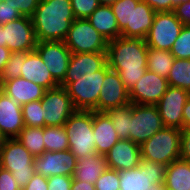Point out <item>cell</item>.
Wrapping results in <instances>:
<instances>
[{"instance_id":"cell-1","label":"cell","mask_w":190,"mask_h":190,"mask_svg":"<svg viewBox=\"0 0 190 190\" xmlns=\"http://www.w3.org/2000/svg\"><path fill=\"white\" fill-rule=\"evenodd\" d=\"M148 46L144 39L118 37L108 41L107 63L130 91L147 70Z\"/></svg>"},{"instance_id":"cell-2","label":"cell","mask_w":190,"mask_h":190,"mask_svg":"<svg viewBox=\"0 0 190 190\" xmlns=\"http://www.w3.org/2000/svg\"><path fill=\"white\" fill-rule=\"evenodd\" d=\"M31 19L37 42L64 41L75 20L70 0H40Z\"/></svg>"},{"instance_id":"cell-3","label":"cell","mask_w":190,"mask_h":190,"mask_svg":"<svg viewBox=\"0 0 190 190\" xmlns=\"http://www.w3.org/2000/svg\"><path fill=\"white\" fill-rule=\"evenodd\" d=\"M109 69L107 63L101 70L94 72V75L64 78L60 86L66 89L76 110L98 112L100 90Z\"/></svg>"},{"instance_id":"cell-4","label":"cell","mask_w":190,"mask_h":190,"mask_svg":"<svg viewBox=\"0 0 190 190\" xmlns=\"http://www.w3.org/2000/svg\"><path fill=\"white\" fill-rule=\"evenodd\" d=\"M0 164L12 173L21 190L35 173L34 156L16 138L0 142Z\"/></svg>"},{"instance_id":"cell-5","label":"cell","mask_w":190,"mask_h":190,"mask_svg":"<svg viewBox=\"0 0 190 190\" xmlns=\"http://www.w3.org/2000/svg\"><path fill=\"white\" fill-rule=\"evenodd\" d=\"M180 140V129L163 127L139 146L141 158L168 166L180 159Z\"/></svg>"},{"instance_id":"cell-6","label":"cell","mask_w":190,"mask_h":190,"mask_svg":"<svg viewBox=\"0 0 190 190\" xmlns=\"http://www.w3.org/2000/svg\"><path fill=\"white\" fill-rule=\"evenodd\" d=\"M69 141V150L80 159L96 152L93 133V111L76 110L64 125Z\"/></svg>"},{"instance_id":"cell-7","label":"cell","mask_w":190,"mask_h":190,"mask_svg":"<svg viewBox=\"0 0 190 190\" xmlns=\"http://www.w3.org/2000/svg\"><path fill=\"white\" fill-rule=\"evenodd\" d=\"M63 42L71 53L107 52L108 47L107 39L85 18L72 22Z\"/></svg>"},{"instance_id":"cell-8","label":"cell","mask_w":190,"mask_h":190,"mask_svg":"<svg viewBox=\"0 0 190 190\" xmlns=\"http://www.w3.org/2000/svg\"><path fill=\"white\" fill-rule=\"evenodd\" d=\"M166 166L141 158L138 167L119 171L120 190H150L165 180Z\"/></svg>"},{"instance_id":"cell-9","label":"cell","mask_w":190,"mask_h":190,"mask_svg":"<svg viewBox=\"0 0 190 190\" xmlns=\"http://www.w3.org/2000/svg\"><path fill=\"white\" fill-rule=\"evenodd\" d=\"M183 26L173 11L156 12L145 42L150 48L170 51Z\"/></svg>"},{"instance_id":"cell-10","label":"cell","mask_w":190,"mask_h":190,"mask_svg":"<svg viewBox=\"0 0 190 190\" xmlns=\"http://www.w3.org/2000/svg\"><path fill=\"white\" fill-rule=\"evenodd\" d=\"M164 127L155 105L132 104L129 140L139 146Z\"/></svg>"},{"instance_id":"cell-11","label":"cell","mask_w":190,"mask_h":190,"mask_svg":"<svg viewBox=\"0 0 190 190\" xmlns=\"http://www.w3.org/2000/svg\"><path fill=\"white\" fill-rule=\"evenodd\" d=\"M37 40L30 17L20 18L2 25V46L11 52H29L35 50Z\"/></svg>"},{"instance_id":"cell-12","label":"cell","mask_w":190,"mask_h":190,"mask_svg":"<svg viewBox=\"0 0 190 190\" xmlns=\"http://www.w3.org/2000/svg\"><path fill=\"white\" fill-rule=\"evenodd\" d=\"M41 106L44 109L45 126H64L76 111L66 89L61 86L46 90Z\"/></svg>"},{"instance_id":"cell-13","label":"cell","mask_w":190,"mask_h":190,"mask_svg":"<svg viewBox=\"0 0 190 190\" xmlns=\"http://www.w3.org/2000/svg\"><path fill=\"white\" fill-rule=\"evenodd\" d=\"M189 98L190 92L168 86L163 97L155 105L164 127L183 129V107Z\"/></svg>"},{"instance_id":"cell-14","label":"cell","mask_w":190,"mask_h":190,"mask_svg":"<svg viewBox=\"0 0 190 190\" xmlns=\"http://www.w3.org/2000/svg\"><path fill=\"white\" fill-rule=\"evenodd\" d=\"M77 166V158L69 149L63 151H45L34 157L35 173L44 177L68 175L73 177Z\"/></svg>"},{"instance_id":"cell-15","label":"cell","mask_w":190,"mask_h":190,"mask_svg":"<svg viewBox=\"0 0 190 190\" xmlns=\"http://www.w3.org/2000/svg\"><path fill=\"white\" fill-rule=\"evenodd\" d=\"M35 50L50 71L53 78L60 84L67 72L71 52L63 41L37 42Z\"/></svg>"},{"instance_id":"cell-16","label":"cell","mask_w":190,"mask_h":190,"mask_svg":"<svg viewBox=\"0 0 190 190\" xmlns=\"http://www.w3.org/2000/svg\"><path fill=\"white\" fill-rule=\"evenodd\" d=\"M168 88L167 79L146 70L144 75L129 91L132 104L156 105Z\"/></svg>"},{"instance_id":"cell-17","label":"cell","mask_w":190,"mask_h":190,"mask_svg":"<svg viewBox=\"0 0 190 190\" xmlns=\"http://www.w3.org/2000/svg\"><path fill=\"white\" fill-rule=\"evenodd\" d=\"M130 103L129 91L122 82L117 71L109 69L102 83V89L98 98V112L107 111L125 106Z\"/></svg>"},{"instance_id":"cell-18","label":"cell","mask_w":190,"mask_h":190,"mask_svg":"<svg viewBox=\"0 0 190 190\" xmlns=\"http://www.w3.org/2000/svg\"><path fill=\"white\" fill-rule=\"evenodd\" d=\"M24 127L22 106L0 90V135L2 139L17 138Z\"/></svg>"},{"instance_id":"cell-19","label":"cell","mask_w":190,"mask_h":190,"mask_svg":"<svg viewBox=\"0 0 190 190\" xmlns=\"http://www.w3.org/2000/svg\"><path fill=\"white\" fill-rule=\"evenodd\" d=\"M108 168L116 171L130 170L140 164V147L129 139H120L105 155Z\"/></svg>"},{"instance_id":"cell-20","label":"cell","mask_w":190,"mask_h":190,"mask_svg":"<svg viewBox=\"0 0 190 190\" xmlns=\"http://www.w3.org/2000/svg\"><path fill=\"white\" fill-rule=\"evenodd\" d=\"M156 12L141 0H131L130 25L122 31V37H135L145 40L155 17Z\"/></svg>"},{"instance_id":"cell-21","label":"cell","mask_w":190,"mask_h":190,"mask_svg":"<svg viewBox=\"0 0 190 190\" xmlns=\"http://www.w3.org/2000/svg\"><path fill=\"white\" fill-rule=\"evenodd\" d=\"M20 77L41 85L47 90L60 86L36 50L27 52L25 61H21Z\"/></svg>"},{"instance_id":"cell-22","label":"cell","mask_w":190,"mask_h":190,"mask_svg":"<svg viewBox=\"0 0 190 190\" xmlns=\"http://www.w3.org/2000/svg\"><path fill=\"white\" fill-rule=\"evenodd\" d=\"M0 90L22 106L41 100L47 89L25 78L17 77L2 83Z\"/></svg>"},{"instance_id":"cell-23","label":"cell","mask_w":190,"mask_h":190,"mask_svg":"<svg viewBox=\"0 0 190 190\" xmlns=\"http://www.w3.org/2000/svg\"><path fill=\"white\" fill-rule=\"evenodd\" d=\"M107 64V52L72 53L65 77L94 75Z\"/></svg>"},{"instance_id":"cell-24","label":"cell","mask_w":190,"mask_h":190,"mask_svg":"<svg viewBox=\"0 0 190 190\" xmlns=\"http://www.w3.org/2000/svg\"><path fill=\"white\" fill-rule=\"evenodd\" d=\"M93 133L96 152L104 156L120 140L106 113L93 111Z\"/></svg>"},{"instance_id":"cell-25","label":"cell","mask_w":190,"mask_h":190,"mask_svg":"<svg viewBox=\"0 0 190 190\" xmlns=\"http://www.w3.org/2000/svg\"><path fill=\"white\" fill-rule=\"evenodd\" d=\"M87 20L107 41L121 36L116 16L110 5L100 4Z\"/></svg>"},{"instance_id":"cell-26","label":"cell","mask_w":190,"mask_h":190,"mask_svg":"<svg viewBox=\"0 0 190 190\" xmlns=\"http://www.w3.org/2000/svg\"><path fill=\"white\" fill-rule=\"evenodd\" d=\"M108 168L104 155L91 154L85 155L80 159H77V166L74 173V178L79 181L96 183V180L101 174Z\"/></svg>"},{"instance_id":"cell-27","label":"cell","mask_w":190,"mask_h":190,"mask_svg":"<svg viewBox=\"0 0 190 190\" xmlns=\"http://www.w3.org/2000/svg\"><path fill=\"white\" fill-rule=\"evenodd\" d=\"M164 184L167 190H190V162L177 159L166 166Z\"/></svg>"},{"instance_id":"cell-28","label":"cell","mask_w":190,"mask_h":190,"mask_svg":"<svg viewBox=\"0 0 190 190\" xmlns=\"http://www.w3.org/2000/svg\"><path fill=\"white\" fill-rule=\"evenodd\" d=\"M174 59V56L168 50H156L148 47L147 70L167 79Z\"/></svg>"},{"instance_id":"cell-29","label":"cell","mask_w":190,"mask_h":190,"mask_svg":"<svg viewBox=\"0 0 190 190\" xmlns=\"http://www.w3.org/2000/svg\"><path fill=\"white\" fill-rule=\"evenodd\" d=\"M43 128L24 127L16 138L34 157L45 152Z\"/></svg>"},{"instance_id":"cell-30","label":"cell","mask_w":190,"mask_h":190,"mask_svg":"<svg viewBox=\"0 0 190 190\" xmlns=\"http://www.w3.org/2000/svg\"><path fill=\"white\" fill-rule=\"evenodd\" d=\"M168 86L182 88L190 92V59H174L167 77Z\"/></svg>"},{"instance_id":"cell-31","label":"cell","mask_w":190,"mask_h":190,"mask_svg":"<svg viewBox=\"0 0 190 190\" xmlns=\"http://www.w3.org/2000/svg\"><path fill=\"white\" fill-rule=\"evenodd\" d=\"M111 119L119 139H129V126L132 118V103L106 112Z\"/></svg>"},{"instance_id":"cell-32","label":"cell","mask_w":190,"mask_h":190,"mask_svg":"<svg viewBox=\"0 0 190 190\" xmlns=\"http://www.w3.org/2000/svg\"><path fill=\"white\" fill-rule=\"evenodd\" d=\"M44 146L45 151H63L69 149V139L64 126H45Z\"/></svg>"},{"instance_id":"cell-33","label":"cell","mask_w":190,"mask_h":190,"mask_svg":"<svg viewBox=\"0 0 190 190\" xmlns=\"http://www.w3.org/2000/svg\"><path fill=\"white\" fill-rule=\"evenodd\" d=\"M22 114L26 127H45L44 109L41 106V100L23 104Z\"/></svg>"},{"instance_id":"cell-34","label":"cell","mask_w":190,"mask_h":190,"mask_svg":"<svg viewBox=\"0 0 190 190\" xmlns=\"http://www.w3.org/2000/svg\"><path fill=\"white\" fill-rule=\"evenodd\" d=\"M174 58L190 59V25H184L170 50Z\"/></svg>"},{"instance_id":"cell-35","label":"cell","mask_w":190,"mask_h":190,"mask_svg":"<svg viewBox=\"0 0 190 190\" xmlns=\"http://www.w3.org/2000/svg\"><path fill=\"white\" fill-rule=\"evenodd\" d=\"M27 52H12L3 73L0 77V85L10 79L20 77L21 61H25Z\"/></svg>"},{"instance_id":"cell-36","label":"cell","mask_w":190,"mask_h":190,"mask_svg":"<svg viewBox=\"0 0 190 190\" xmlns=\"http://www.w3.org/2000/svg\"><path fill=\"white\" fill-rule=\"evenodd\" d=\"M111 7L121 32L127 25H130L131 0H117Z\"/></svg>"},{"instance_id":"cell-37","label":"cell","mask_w":190,"mask_h":190,"mask_svg":"<svg viewBox=\"0 0 190 190\" xmlns=\"http://www.w3.org/2000/svg\"><path fill=\"white\" fill-rule=\"evenodd\" d=\"M119 171L107 168L96 180V190H120Z\"/></svg>"},{"instance_id":"cell-38","label":"cell","mask_w":190,"mask_h":190,"mask_svg":"<svg viewBox=\"0 0 190 190\" xmlns=\"http://www.w3.org/2000/svg\"><path fill=\"white\" fill-rule=\"evenodd\" d=\"M75 19H87L100 5L99 0H70Z\"/></svg>"},{"instance_id":"cell-39","label":"cell","mask_w":190,"mask_h":190,"mask_svg":"<svg viewBox=\"0 0 190 190\" xmlns=\"http://www.w3.org/2000/svg\"><path fill=\"white\" fill-rule=\"evenodd\" d=\"M21 17L20 12L12 5L11 0L0 2V25Z\"/></svg>"},{"instance_id":"cell-40","label":"cell","mask_w":190,"mask_h":190,"mask_svg":"<svg viewBox=\"0 0 190 190\" xmlns=\"http://www.w3.org/2000/svg\"><path fill=\"white\" fill-rule=\"evenodd\" d=\"M73 177L68 175H55L47 178L48 190H71Z\"/></svg>"},{"instance_id":"cell-41","label":"cell","mask_w":190,"mask_h":190,"mask_svg":"<svg viewBox=\"0 0 190 190\" xmlns=\"http://www.w3.org/2000/svg\"><path fill=\"white\" fill-rule=\"evenodd\" d=\"M11 3L20 12L21 16L31 18L40 0H11Z\"/></svg>"},{"instance_id":"cell-42","label":"cell","mask_w":190,"mask_h":190,"mask_svg":"<svg viewBox=\"0 0 190 190\" xmlns=\"http://www.w3.org/2000/svg\"><path fill=\"white\" fill-rule=\"evenodd\" d=\"M0 190H21L10 171L0 169Z\"/></svg>"},{"instance_id":"cell-43","label":"cell","mask_w":190,"mask_h":190,"mask_svg":"<svg viewBox=\"0 0 190 190\" xmlns=\"http://www.w3.org/2000/svg\"><path fill=\"white\" fill-rule=\"evenodd\" d=\"M180 159L190 162V128L181 129Z\"/></svg>"},{"instance_id":"cell-44","label":"cell","mask_w":190,"mask_h":190,"mask_svg":"<svg viewBox=\"0 0 190 190\" xmlns=\"http://www.w3.org/2000/svg\"><path fill=\"white\" fill-rule=\"evenodd\" d=\"M22 190H48L47 177L34 173L28 184Z\"/></svg>"},{"instance_id":"cell-45","label":"cell","mask_w":190,"mask_h":190,"mask_svg":"<svg viewBox=\"0 0 190 190\" xmlns=\"http://www.w3.org/2000/svg\"><path fill=\"white\" fill-rule=\"evenodd\" d=\"M173 12L183 25H190V1L177 5Z\"/></svg>"},{"instance_id":"cell-46","label":"cell","mask_w":190,"mask_h":190,"mask_svg":"<svg viewBox=\"0 0 190 190\" xmlns=\"http://www.w3.org/2000/svg\"><path fill=\"white\" fill-rule=\"evenodd\" d=\"M148 4L155 12H171L172 0H141Z\"/></svg>"},{"instance_id":"cell-47","label":"cell","mask_w":190,"mask_h":190,"mask_svg":"<svg viewBox=\"0 0 190 190\" xmlns=\"http://www.w3.org/2000/svg\"><path fill=\"white\" fill-rule=\"evenodd\" d=\"M11 51L7 48V46H0V77L3 73V70L9 61Z\"/></svg>"},{"instance_id":"cell-48","label":"cell","mask_w":190,"mask_h":190,"mask_svg":"<svg viewBox=\"0 0 190 190\" xmlns=\"http://www.w3.org/2000/svg\"><path fill=\"white\" fill-rule=\"evenodd\" d=\"M71 190H96L95 185L90 182L79 181L73 177Z\"/></svg>"},{"instance_id":"cell-49","label":"cell","mask_w":190,"mask_h":190,"mask_svg":"<svg viewBox=\"0 0 190 190\" xmlns=\"http://www.w3.org/2000/svg\"><path fill=\"white\" fill-rule=\"evenodd\" d=\"M190 128V98L183 107V129Z\"/></svg>"},{"instance_id":"cell-50","label":"cell","mask_w":190,"mask_h":190,"mask_svg":"<svg viewBox=\"0 0 190 190\" xmlns=\"http://www.w3.org/2000/svg\"><path fill=\"white\" fill-rule=\"evenodd\" d=\"M150 190H167L164 182L152 184Z\"/></svg>"},{"instance_id":"cell-51","label":"cell","mask_w":190,"mask_h":190,"mask_svg":"<svg viewBox=\"0 0 190 190\" xmlns=\"http://www.w3.org/2000/svg\"><path fill=\"white\" fill-rule=\"evenodd\" d=\"M190 0H172V11L177 5H180L182 3L188 2Z\"/></svg>"},{"instance_id":"cell-52","label":"cell","mask_w":190,"mask_h":190,"mask_svg":"<svg viewBox=\"0 0 190 190\" xmlns=\"http://www.w3.org/2000/svg\"><path fill=\"white\" fill-rule=\"evenodd\" d=\"M117 0H99L100 4H104V5H112L113 3H115Z\"/></svg>"},{"instance_id":"cell-53","label":"cell","mask_w":190,"mask_h":190,"mask_svg":"<svg viewBox=\"0 0 190 190\" xmlns=\"http://www.w3.org/2000/svg\"><path fill=\"white\" fill-rule=\"evenodd\" d=\"M0 46H2V25H0Z\"/></svg>"}]
</instances>
